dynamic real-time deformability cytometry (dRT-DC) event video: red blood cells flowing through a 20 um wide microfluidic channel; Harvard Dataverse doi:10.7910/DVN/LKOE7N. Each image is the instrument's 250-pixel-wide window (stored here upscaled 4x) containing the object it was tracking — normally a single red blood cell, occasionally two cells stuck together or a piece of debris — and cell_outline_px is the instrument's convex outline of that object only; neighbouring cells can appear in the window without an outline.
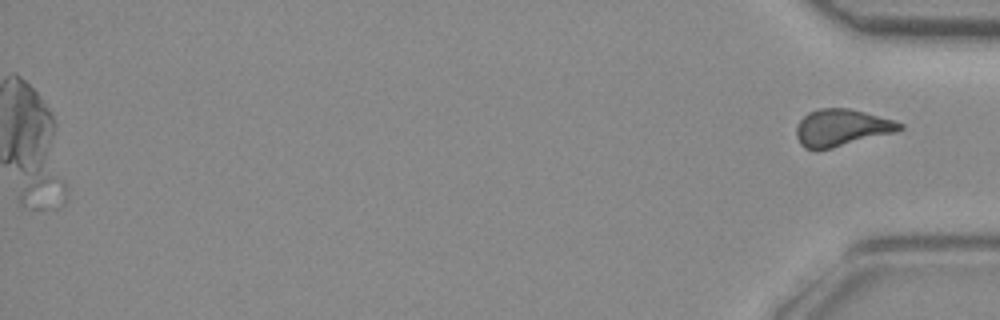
{"species": "common noctule bat (a hibernating species)", "species_latin": "Nyctalus noctula", "temperature_condition": "room temperature", "stored_images_in_passage": 49, "camera_frame_rate_fps": 3000, "um_per_image_px": 0.085, "animal": {"sex": "female", "body_mass_g": 29.2, "forearm_length_mm": 56.3}, "frame": {"image": 1, "passage_image": 49, "time_ms": 16.0, "image_size_px": [1000, 320], "cell_outline_px": [[904, 128], [896, 132], [816, 152], [804, 148], [800, 144], [796, 136], [796, 128], [800, 120], [808, 112], [820, 108], [848, 108], [896, 120], [904, 124]], "centroid_in_image_um": [71.53, 10.87], "position_along_channel_um": 363.7, "area_um2": 22.6}}